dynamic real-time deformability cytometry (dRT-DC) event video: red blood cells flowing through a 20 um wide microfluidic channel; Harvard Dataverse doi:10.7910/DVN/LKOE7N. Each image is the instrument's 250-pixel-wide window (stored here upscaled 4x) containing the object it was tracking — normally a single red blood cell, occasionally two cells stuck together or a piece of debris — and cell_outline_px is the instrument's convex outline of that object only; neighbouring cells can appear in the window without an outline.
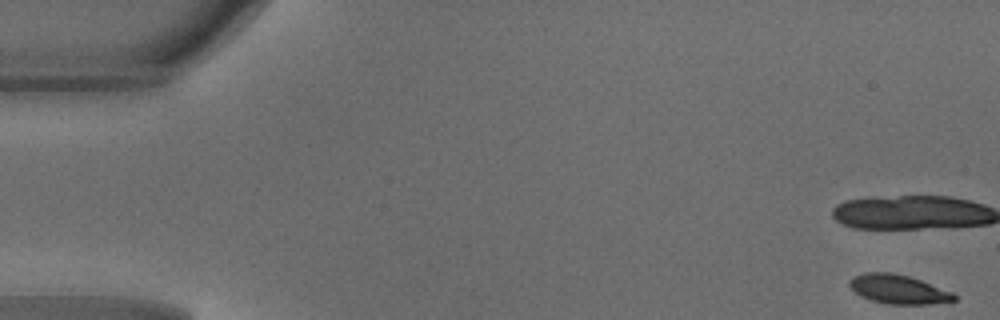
{"species": "common noctule bat (a hibernating species)", "species_latin": "Nyctalus noctula", "temperature_condition": "warm", "stored_images_in_passage": 13, "camera_frame_rate_fps": 3000, "um_per_image_px": 0.085, "animal": {"sex": "male", "body_mass_g": 18.8}, "frame": {"image": 1, "passage_image": 1, "time_ms": 0.0, "image_size_px": [1000, 320], "cell_outline_px": [[956, 300], [928, 304], [888, 304], [872, 300], [860, 296], [848, 284], [848, 280], [852, 276], [868, 272], [888, 272], [908, 276], [920, 280], [952, 292], [956, 296]], "centroid_in_image_um": [76.32, 24.58], "position_along_channel_um": 8.7, "area_um2": 17.51}}